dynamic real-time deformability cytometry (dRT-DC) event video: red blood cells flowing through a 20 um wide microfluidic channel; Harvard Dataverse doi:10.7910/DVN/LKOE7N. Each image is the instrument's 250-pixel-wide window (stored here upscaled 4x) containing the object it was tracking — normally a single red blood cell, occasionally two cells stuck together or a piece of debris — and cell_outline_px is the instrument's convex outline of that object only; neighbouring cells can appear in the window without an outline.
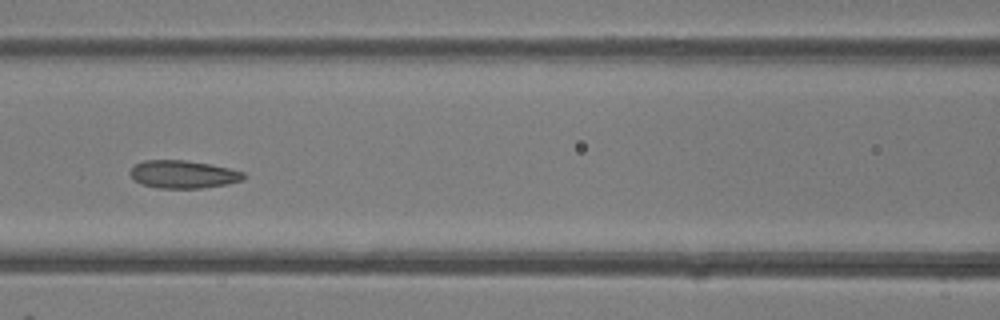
{"species": "common noctule bat (a hibernating species)", "species_latin": "Nyctalus noctula", "temperature_condition": "room temperature", "stored_images_in_passage": 22, "camera_frame_rate_fps": 3000, "um_per_image_px": 0.085, "animal": {"sex": "female"}, "frame": {"image": 1, "passage_image": 16, "time_ms": 5.0, "image_size_px": [1000, 320], "cell_outline_px": [[248, 176], [244, 180], [228, 184], [200, 188], [156, 188], [140, 184], [128, 172], [136, 164], [144, 160], [184, 160], [212, 164], [244, 172]], "centroid_in_image_um": [15.61, 14.82], "position_along_channel_um": 151.0, "area_um2": 18.55}}